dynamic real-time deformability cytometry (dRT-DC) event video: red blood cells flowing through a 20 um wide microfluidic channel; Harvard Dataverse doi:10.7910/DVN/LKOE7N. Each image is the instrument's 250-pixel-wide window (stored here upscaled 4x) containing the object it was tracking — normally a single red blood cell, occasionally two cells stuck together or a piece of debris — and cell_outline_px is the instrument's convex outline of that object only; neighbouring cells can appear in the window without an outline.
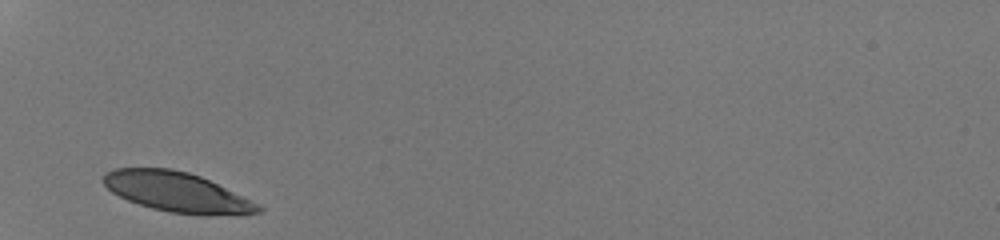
{"species": "human", "species_latin": "Homo sapiens", "temperature_condition": "room temperature", "stored_images_in_passage": 25, "camera_frame_rate_fps": 3000, "um_per_image_px": 0.085, "donor": {"sex": "male"}, "frame": {"image": 1, "passage_image": 1, "time_ms": 0.0, "image_size_px": [1000, 240], "cell_outline_px": [[264, 208], [260, 212], [240, 216], [204, 216], [168, 212], [152, 208], [128, 200], [112, 192], [104, 184], [104, 172], [116, 168], [172, 168], [188, 172], [200, 176]], "centroid_in_image_um": [15.04, 16.35], "position_along_channel_um": 70.0, "area_um2": 35.78}}
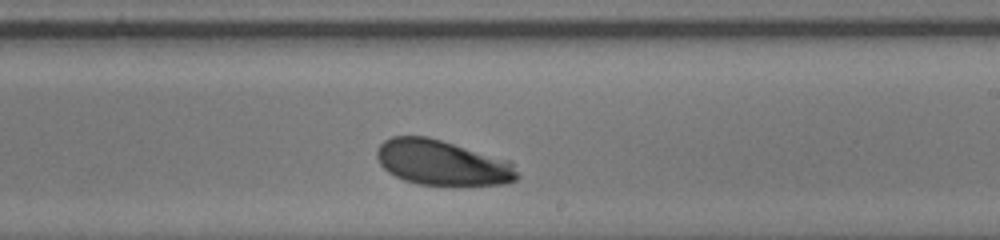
{"frame": {"image": 2, "passage_image": 15, "time_ms": 4.667, "image_size_px": [1000, 240], "cell_outline_px": [[520, 176], [516, 180], [508, 184], [456, 188], [452, 188], [420, 184], [404, 180], [388, 172], [380, 164], [376, 156], [376, 148], [384, 140], [392, 136], [428, 136], [508, 160], [512, 164]], "centroid_in_image_um": [37.61, 13.88], "position_along_channel_um": 251.4, "area_um2": 37.97}}
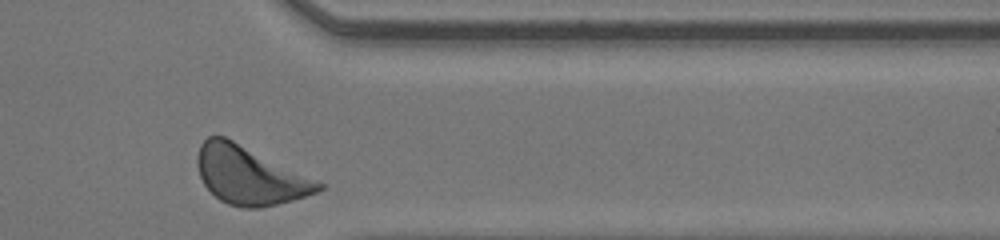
{"frame": {"image": 3, "passage_image": 25, "time_ms": 8.0, "image_size_px": [1000, 240], "cell_outline_px": [[324, 188], [316, 192], [292, 200], [260, 208], [244, 208], [228, 204], [220, 200], [204, 184], [200, 176], [196, 164], [196, 156], [200, 144], [208, 136], [224, 136], [324, 184]], "centroid_in_image_um": [21.16, 14.91], "position_along_channel_um": 390.2, "area_um2": 40.23}, "authors_computed_cell_mechanics": {"area_um2": 37.3966, "velocity_mm_per_s": 4.1756, "shape_relaxation_time_tau1_ms": 1.7996, "shape_relaxation_time_tau2_ms": null, "deformation_change_tau1": 0.1004, "deformation_change_tau2": null}}